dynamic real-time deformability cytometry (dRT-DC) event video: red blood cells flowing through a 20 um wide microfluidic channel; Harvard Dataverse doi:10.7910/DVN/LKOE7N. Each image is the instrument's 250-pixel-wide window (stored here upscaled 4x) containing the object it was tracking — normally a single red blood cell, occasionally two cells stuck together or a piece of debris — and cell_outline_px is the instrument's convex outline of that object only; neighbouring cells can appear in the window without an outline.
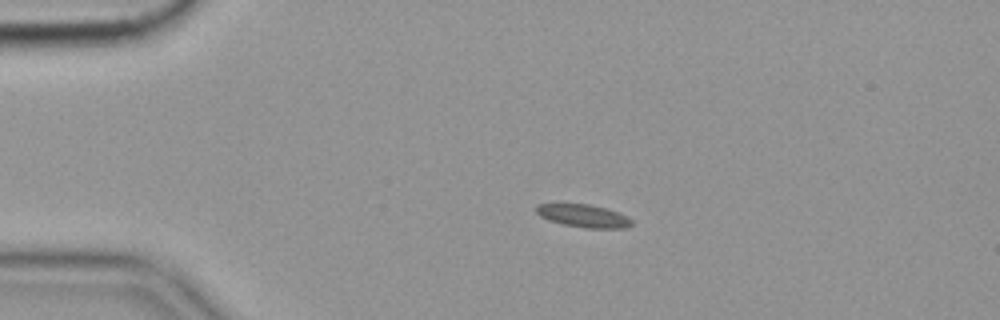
{"species": "common noctule bat (a hibernating species)", "species_latin": "Nyctalus noctula", "temperature_condition": "cold", "stored_images_in_passage": 46, "camera_frame_rate_fps": 3000, "um_per_image_px": 0.085, "animal": {"sex": "female", "body_mass_g": 19.9}, "frame": {"image": 1, "passage_image": 1, "time_ms": 0.0, "image_size_px": [1000, 320], "cell_outline_px": [[632, 224], [624, 228], [584, 228], [564, 224], [548, 220], [540, 216], [536, 212], [536, 204], [588, 204], [604, 208], [616, 212], [632, 220]], "centroid_in_image_um": [49.55, 18.35], "position_along_channel_um": 35.5, "area_um2": 12.43}}
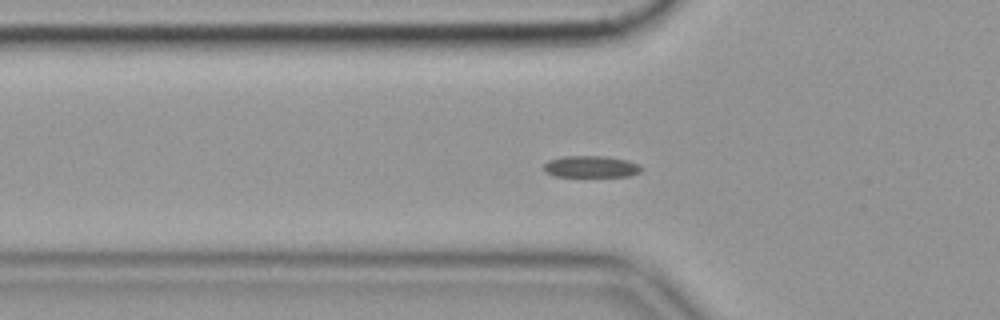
{"frame": {"image": 2, "passage_image": 8, "time_ms": 2.333, "image_size_px": [1000, 320], "cell_outline_px": [[644, 168], [640, 172], [628, 176], [556, 176], [544, 172], [544, 164], [548, 160], [564, 156], [604, 156], [628, 160], [640, 164]], "centroid_in_image_um": [50.26, 14.16], "position_along_channel_um": 75.5, "area_um2": 12.37}}
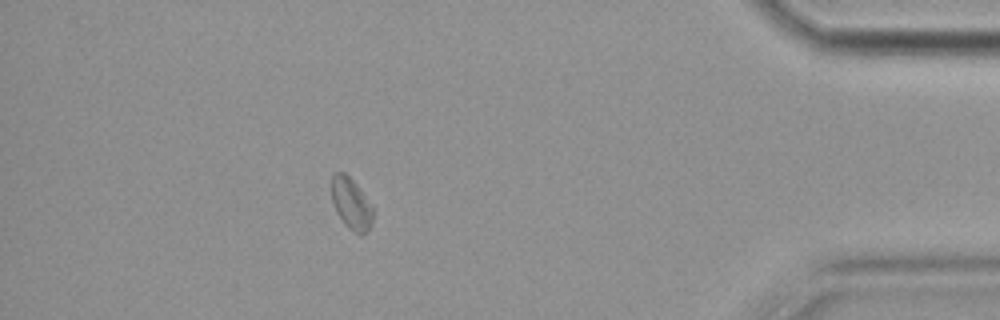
{"frame": {"image": 3, "passage_image": 40, "time_ms": 13.0, "image_size_px": [1000, 320], "cell_outline_px": [[372, 224], [368, 232], [360, 236], [348, 228], [344, 224], [336, 212], [332, 200], [332, 172], [344, 172], [360, 188], [372, 204]], "centroid_in_image_um": [29.86, 17.34], "position_along_channel_um": 405.3, "area_um2": 12.6}, "authors_computed_cell_mechanics": {"area_um2": 12.427, "velocity_mm_per_s": 3.5053, "shape_relaxation_time_tau1_ms": 6.3109, "shape_relaxation_time_tau2_ms": null, "deformation_change_tau1": 0.1067, "deformation_change_tau2": null}}